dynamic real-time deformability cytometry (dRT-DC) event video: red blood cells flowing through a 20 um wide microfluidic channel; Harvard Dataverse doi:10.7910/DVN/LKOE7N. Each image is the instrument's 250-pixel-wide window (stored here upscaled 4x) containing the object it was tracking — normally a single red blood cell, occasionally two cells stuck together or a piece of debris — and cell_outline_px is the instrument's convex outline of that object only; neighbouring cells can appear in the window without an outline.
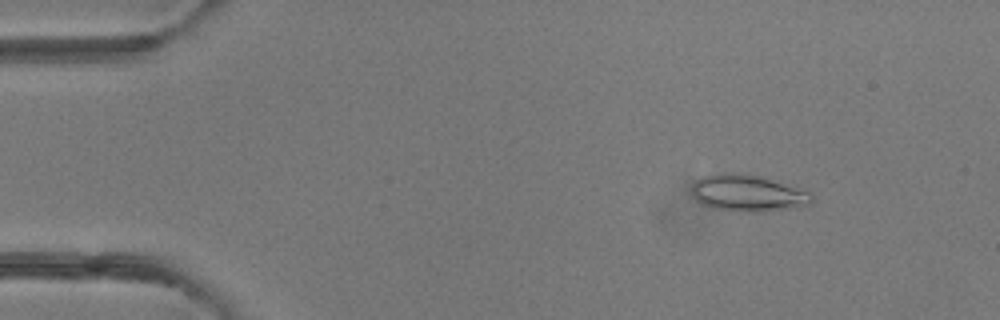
{"species": "common noctule bat (a hibernating species)", "species_latin": "Nyctalus noctula", "temperature_condition": "room temperature", "stored_images_in_passage": 6, "camera_frame_rate_fps": 3000, "um_per_image_px": 0.085, "animal": {"sex": "female"}, "frame": {"image": 1, "passage_image": 2, "time_ms": 1.333, "image_size_px": [1000, 320], "cell_outline_px": [[812, 204], [788, 208], [756, 212], [748, 212], [712, 208], [696, 200], [692, 196], [692, 184], [696, 180], [704, 176], [716, 172], [736, 172], [760, 176], [808, 192], [812, 196]], "centroid_in_image_um": [63.49, 16.4], "position_along_channel_um": 21.5, "area_um2": 25.37}}
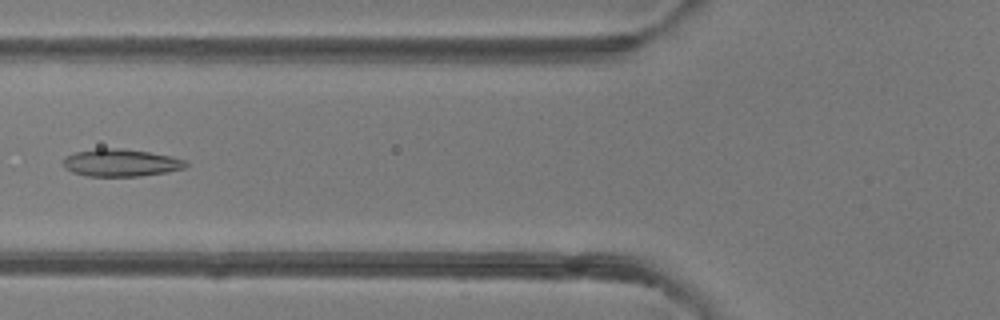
{"frame": {"image": 2, "passage_image": 6, "time_ms": 5.667, "image_size_px": [1000, 320], "cell_outline_px": [[188, 164], [184, 168], [168, 172], [140, 176], [84, 176], [72, 172], [64, 168], [64, 156], [76, 152], [96, 148], [124, 148], [172, 156], [188, 160]], "centroid_in_image_um": [10.28, 13.83], "position_along_channel_um": 115.5, "area_um2": 19.83}}